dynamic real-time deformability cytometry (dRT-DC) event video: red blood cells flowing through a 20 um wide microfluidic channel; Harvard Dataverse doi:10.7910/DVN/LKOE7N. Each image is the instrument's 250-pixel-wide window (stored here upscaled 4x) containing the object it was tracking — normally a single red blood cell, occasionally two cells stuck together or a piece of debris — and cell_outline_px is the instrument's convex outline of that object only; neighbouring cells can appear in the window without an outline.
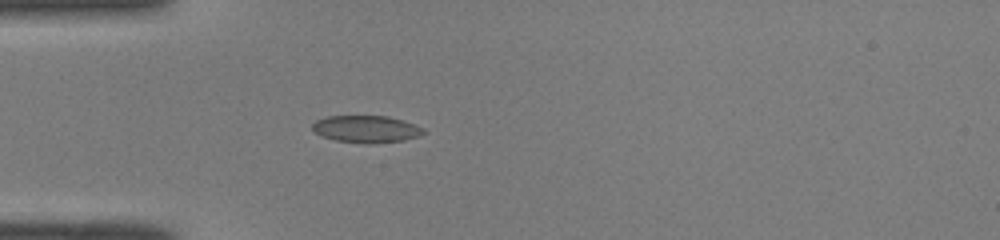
{"species": "common noctule bat (a hibernating species)", "species_latin": "Nyctalus noctula", "temperature_condition": "room temperature", "stored_images_in_passage": 36, "camera_frame_rate_fps": 3000, "um_per_image_px": 0.085, "animal": {"sex": "male", "body_mass_g": 19.0, "forearm_length_mm": 50.8}, "frame": {"image": 1, "passage_image": 1, "time_ms": 0.0, "image_size_px": [1000, 240], "cell_outline_px": [[428, 132], [420, 136], [404, 140], [368, 144], [336, 140], [324, 136], [316, 132], [312, 128], [312, 124], [316, 120], [328, 116], [388, 116], [404, 120], [416, 124], [424, 128]], "centroid_in_image_um": [31.21, 10.96], "position_along_channel_um": 53.8, "area_um2": 17.63}}
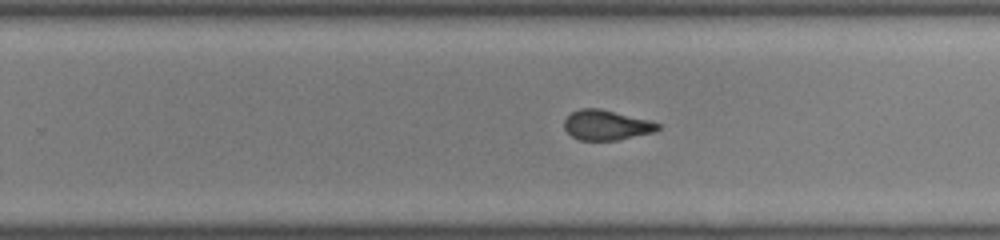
{"frame": {"image": 2, "passage_image": 18, "time_ms": 5.667, "image_size_px": [1000, 240], "cell_outline_px": [[660, 128], [656, 132], [616, 140], [580, 140], [572, 136], [564, 128], [564, 120], [572, 112], [580, 108], [600, 108], [648, 120], [660, 124]], "centroid_in_image_um": [51.54, 10.63], "position_along_channel_um": 278.3, "area_um2": 16.3}}
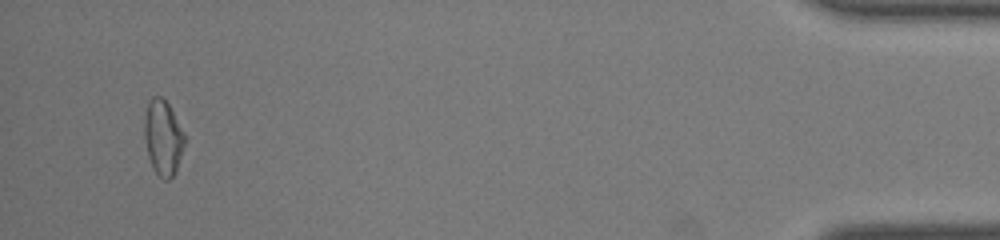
{"frame": {"image": 3, "passage_image": 34, "time_ms": 11.0, "image_size_px": [1000, 240], "cell_outline_px": [[184, 144], [176, 172], [168, 180], [164, 180], [156, 172], [148, 156], [144, 136], [144, 116], [148, 100], [152, 96], [164, 96], [184, 132]], "centroid_in_image_um": [13.84, 11.64], "position_along_channel_um": 421.4, "area_um2": 17.63}, "authors_computed_cell_mechanics": {"area_um2": 17.2533, "velocity_mm_per_s": 4.1003, "shape_relaxation_time_tau1_ms": 5.7627, "shape_relaxation_time_tau2_ms": 1.5428, "deformation_change_tau1": 0.1538, "deformation_change_tau2": 0.07}}